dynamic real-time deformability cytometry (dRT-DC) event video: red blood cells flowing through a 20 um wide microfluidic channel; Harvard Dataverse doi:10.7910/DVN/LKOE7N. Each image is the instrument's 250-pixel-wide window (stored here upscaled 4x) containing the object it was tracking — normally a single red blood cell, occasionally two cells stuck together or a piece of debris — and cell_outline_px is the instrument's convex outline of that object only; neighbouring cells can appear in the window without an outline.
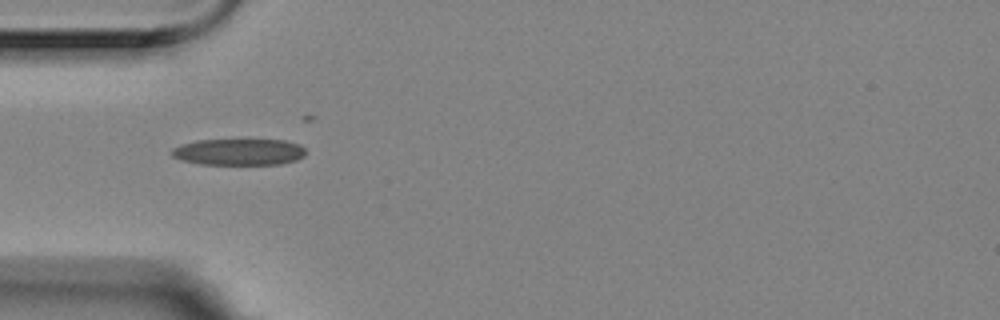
{"species": "Egyptian fruit bat (a non-hibernating species)", "species_latin": "Rousettus aegyptiacus", "temperature_condition": "room temperature", "stored_images_in_passage": 4, "camera_frame_rate_fps": 3000, "um_per_image_px": 0.085, "animal": {"sex": "female"}, "frame": {"image": 1, "passage_image": 4, "time_ms": 1.0, "image_size_px": [1000, 320], "cell_outline_px": [[304, 156], [296, 160], [280, 164], [200, 164], [184, 160], [172, 156], [172, 148], [180, 144], [196, 140], [284, 140], [300, 144], [304, 148]], "centroid_in_image_um": [20.31, 12.91], "position_along_channel_um": 64.7, "area_um2": 20.58}}